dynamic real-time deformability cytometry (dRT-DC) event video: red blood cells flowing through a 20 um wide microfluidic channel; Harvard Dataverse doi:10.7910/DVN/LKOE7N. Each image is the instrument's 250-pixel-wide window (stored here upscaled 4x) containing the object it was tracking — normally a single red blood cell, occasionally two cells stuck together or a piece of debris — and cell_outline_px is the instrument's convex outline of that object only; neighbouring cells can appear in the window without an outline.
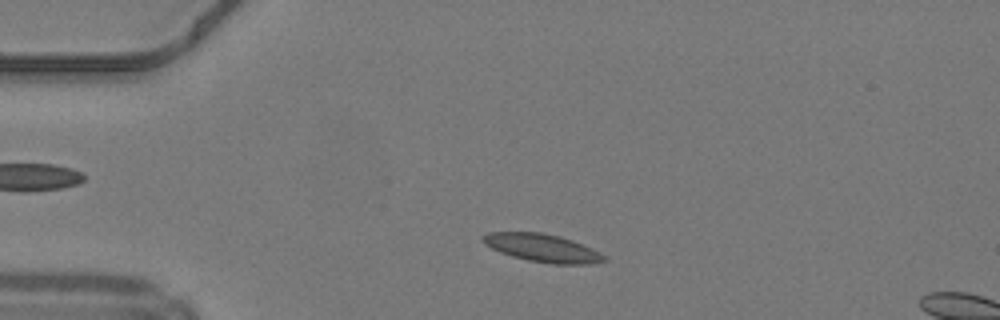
{"species": "common noctule bat (a hibernating species)", "species_latin": "Nyctalus noctula", "temperature_condition": "warm", "stored_images_in_passage": 10, "camera_frame_rate_fps": 3000, "um_per_image_px": 0.085, "animal": {"sex": "male", "body_mass_g": 19.2, "forearm_length_mm": 51.8}, "frame": {"image": 1, "passage_image": 6, "time_ms": 1.667, "image_size_px": [1000, 320], "cell_outline_px": [[608, 260], [588, 264], [552, 264], [528, 260], [512, 256], [500, 252], [484, 244], [480, 240], [480, 236], [488, 232], [540, 232], [560, 236], [572, 240], [600, 252]], "centroid_in_image_um": [46.06, 21.07], "position_along_channel_um": 38.9, "area_um2": 19.77}}